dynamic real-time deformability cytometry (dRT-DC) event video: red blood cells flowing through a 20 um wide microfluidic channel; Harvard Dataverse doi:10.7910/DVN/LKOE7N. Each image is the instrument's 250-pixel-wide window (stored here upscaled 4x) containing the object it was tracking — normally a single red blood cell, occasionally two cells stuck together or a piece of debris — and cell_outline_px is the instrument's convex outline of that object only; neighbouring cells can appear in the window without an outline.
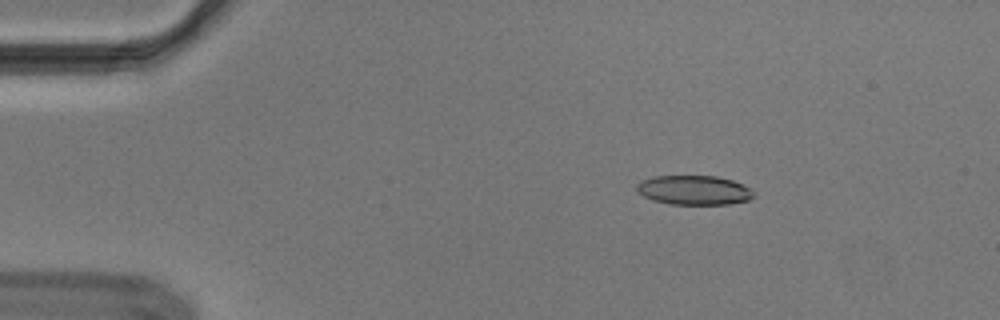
{"species": "Egyptian fruit bat (a non-hibernating species)", "species_latin": "Rousettus aegyptiacus", "temperature_condition": "cold", "stored_images_in_passage": 51, "camera_frame_rate_fps": 3000, "um_per_image_px": 0.085, "animal": {"sex": "male"}, "frame": {"image": 1, "passage_image": 5, "time_ms": 1.333, "image_size_px": [1000, 320], "cell_outline_px": [[756, 196], [748, 200], [728, 204], [668, 204], [652, 200], [644, 196], [636, 188], [636, 184], [640, 180], [652, 176], [716, 176], [732, 180], [744, 184], [752, 188], [756, 192]], "centroid_in_image_um": [59.03, 16.15], "position_along_channel_um": 26.0, "area_um2": 20.29}}
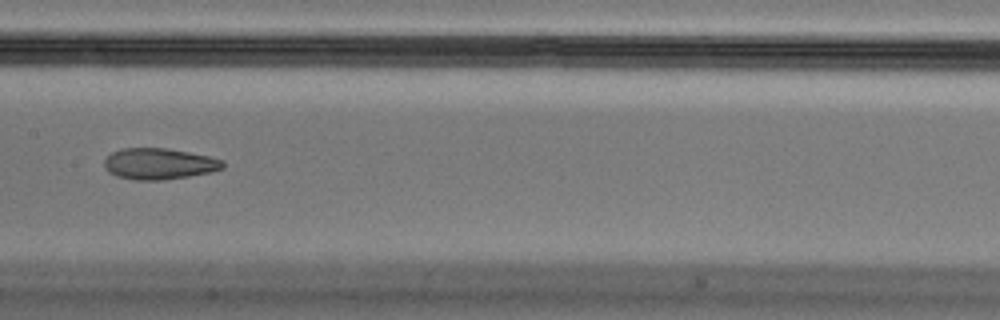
{"frame": {"image": 2, "passage_image": 24, "time_ms": 7.667, "image_size_px": [1000, 320], "cell_outline_px": [[224, 168], [212, 172], [164, 180], [136, 180], [116, 176], [108, 172], [104, 168], [104, 160], [112, 152], [120, 148], [164, 148], [188, 152], [208, 156], [224, 160]], "centroid_in_image_um": [13.51, 13.92], "position_along_channel_um": 193.9, "area_um2": 21.62}}
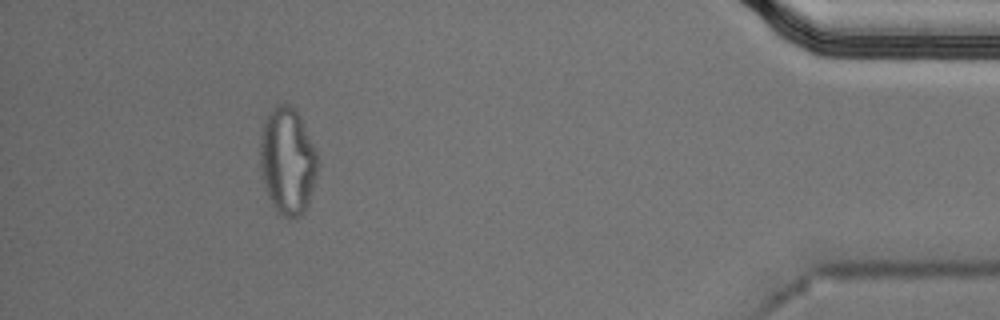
{"frame": {"image": 3, "passage_image": 46, "time_ms": 15.0, "image_size_px": [1000, 320], "cell_outline_px": [[316, 176], [308, 204], [304, 212], [300, 216], [288, 220], [276, 212], [268, 196], [264, 184], [260, 168], [260, 136], [268, 112], [276, 104], [284, 100], [300, 116], [316, 148]], "centroid_in_image_um": [24.42, 13.69], "position_along_channel_um": 410.8, "area_um2": 36.13}, "authors_computed_cell_mechanics": {"area_um2": 22.0218, "velocity_mm_per_s": 3.6987, "shape_relaxation_time_tau1_ms": null, "shape_relaxation_time_tau2_ms": 1.9326, "deformation_change_tau1": null, "deformation_change_tau2": 0.0835}}